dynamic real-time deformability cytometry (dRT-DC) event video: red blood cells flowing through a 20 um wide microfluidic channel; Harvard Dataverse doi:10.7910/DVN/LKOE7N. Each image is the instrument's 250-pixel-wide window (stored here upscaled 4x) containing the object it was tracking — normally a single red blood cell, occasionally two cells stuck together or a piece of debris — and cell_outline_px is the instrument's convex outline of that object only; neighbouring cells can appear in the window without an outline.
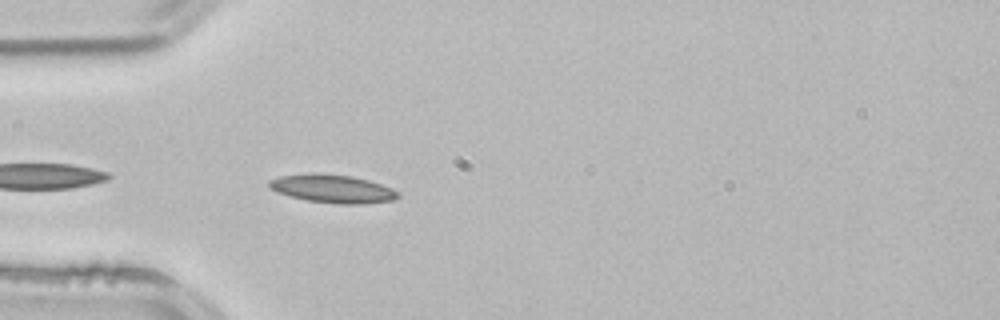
{"species": "common noctule bat (a hibernating species)", "species_latin": "Nyctalus noctula", "temperature_condition": "room temperature", "stored_images_in_passage": 4, "camera_frame_rate_fps": 3000, "um_per_image_px": 0.085, "animal": {"sex": "male", "body_mass_g": 21.5, "forearm_length_mm": 52.0}, "frame": {"image": 1, "passage_image": 4, "time_ms": 1.0, "image_size_px": [1000, 320], "cell_outline_px": [[400, 196], [392, 200], [368, 204], [336, 204], [308, 200], [288, 196], [276, 192], [268, 188], [268, 180], [280, 176], [312, 172], [316, 172], [352, 176], [368, 180], [392, 188], [400, 192]], "centroid_in_image_um": [28.24, 16.04], "position_along_channel_um": 56.8, "area_um2": 21.56}}